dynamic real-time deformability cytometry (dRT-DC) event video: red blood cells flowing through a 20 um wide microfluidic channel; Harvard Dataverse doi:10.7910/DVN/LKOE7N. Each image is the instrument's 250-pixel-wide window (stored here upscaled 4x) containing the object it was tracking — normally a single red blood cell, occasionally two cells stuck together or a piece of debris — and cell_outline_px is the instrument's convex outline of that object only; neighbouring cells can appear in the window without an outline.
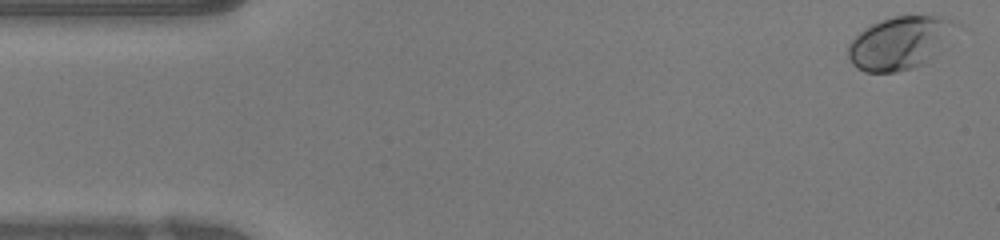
{"species": "human", "species_latin": "Homo sapiens", "temperature_condition": "warm", "stored_images_in_passage": 47, "camera_frame_rate_fps": 3000, "um_per_image_px": 0.085, "donor": {"sex": "female"}, "frame": {"image": 1, "passage_image": 1, "time_ms": 0.0, "image_size_px": [1000, 240], "cell_outline_px": [[960, 24], [948, 48], [924, 64], [912, 68], [896, 72], [864, 72], [856, 68], [852, 64], [848, 56], [848, 44], [864, 28], [880, 20], [892, 16], [940, 16], [956, 20]], "centroid_in_image_um": [76.59, 3.64], "position_along_channel_um": 8.4, "area_um2": 34.22}}
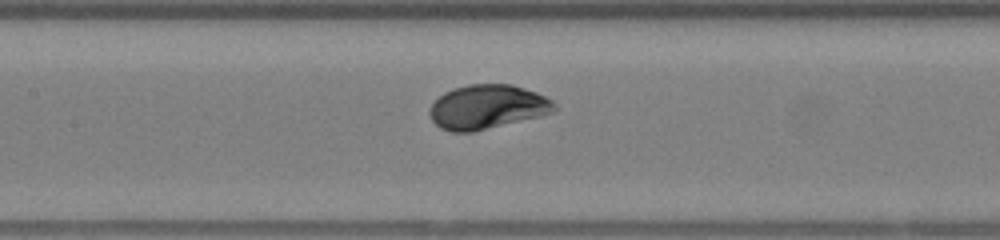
{"frame": {"image": 2, "passage_image": 21, "time_ms": 6.667, "image_size_px": [1000, 240], "cell_outline_px": [[556, 112], [540, 116], [472, 132], [452, 132], [440, 128], [432, 120], [428, 112], [432, 104], [444, 92], [452, 88], [468, 84], [512, 84], [536, 92], [552, 100], [556, 104]], "centroid_in_image_um": [41.42, 9.08], "position_along_channel_um": 166.0, "area_um2": 32.19}}
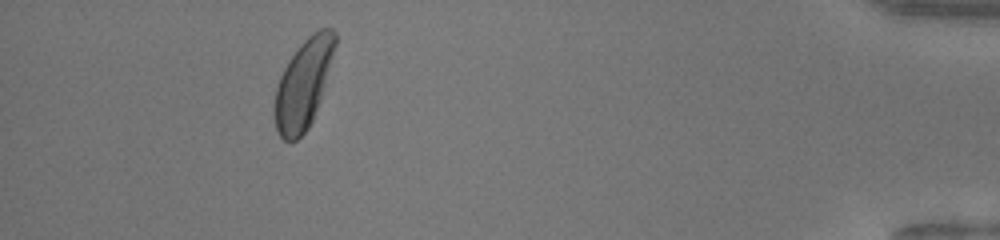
{"frame": {"image": 3, "passage_image": 43, "time_ms": 14.0, "image_size_px": [1000, 240], "cell_outline_px": [[336, 44], [320, 100], [312, 120], [308, 128], [296, 140], [284, 140], [280, 136], [276, 128], [272, 112], [272, 104], [276, 88], [280, 76], [288, 60], [300, 44], [312, 32], [320, 28], [332, 28], [336, 32]], "centroid_in_image_um": [25.75, 7.13], "position_along_channel_um": 409.4, "area_um2": 31.39}, "authors_computed_cell_mechanics": {"area_um2": 31.3854, "velocity_mm_per_s": 4.2266, "shape_relaxation_time_tau1_ms": 1.7309, "shape_relaxation_time_tau2_ms": null, "deformation_change_tau1": 0.1261, "deformation_change_tau2": null}}